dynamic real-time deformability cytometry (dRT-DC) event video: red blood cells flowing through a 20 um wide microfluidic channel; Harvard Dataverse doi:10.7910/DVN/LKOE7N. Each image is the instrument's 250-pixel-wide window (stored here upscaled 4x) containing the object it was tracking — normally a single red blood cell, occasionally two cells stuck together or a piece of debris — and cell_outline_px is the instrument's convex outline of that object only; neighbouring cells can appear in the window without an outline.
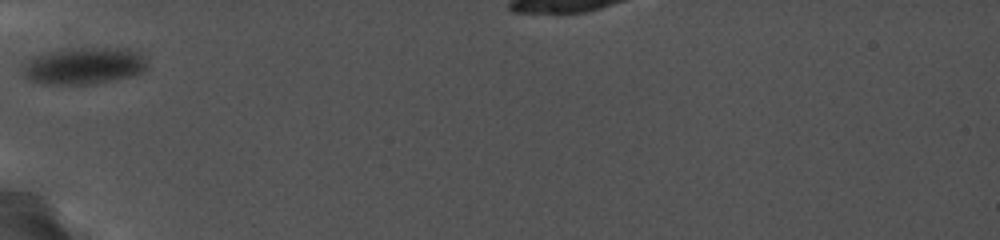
{"species": "common noctule bat (a hibernating species)", "species_latin": "Nyctalus noctula", "temperature_condition": "cold", "stored_images_in_passage": 25, "camera_frame_rate_fps": 5000, "um_per_image_px": 0.085, "animal": {"sex": "female", "body_mass_g": 19.0, "forearm_length_mm": 56.7}, "frame": {"image": 1, "passage_image": 1, "time_ms": 0.0, "image_size_px": [1000, 240], "cell_outline_px": [[148, 68], [144, 72], [132, 76], [112, 80], [88, 84], [44, 84], [28, 80], [24, 76], [24, 64], [28, 60], [40, 52], [60, 48], [132, 48], [144, 56], [148, 64]], "centroid_in_image_um": [7.15, 5.57], "position_along_channel_um": 77.9, "area_um2": 27.28}}